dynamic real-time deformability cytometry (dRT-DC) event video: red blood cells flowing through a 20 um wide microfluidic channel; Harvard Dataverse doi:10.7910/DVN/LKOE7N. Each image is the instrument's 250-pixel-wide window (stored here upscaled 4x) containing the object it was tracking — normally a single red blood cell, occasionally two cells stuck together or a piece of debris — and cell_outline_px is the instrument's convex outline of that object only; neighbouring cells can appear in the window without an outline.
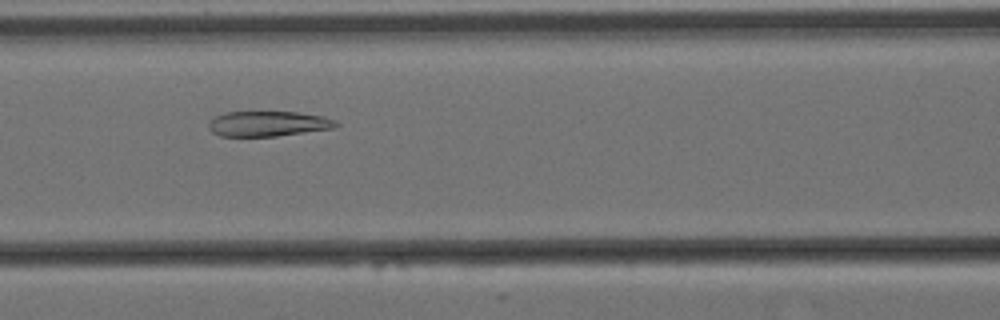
{"species": "Egyptian fruit bat (a non-hibernating species)", "species_latin": "Rousettus aegyptiacus", "temperature_condition": "cold", "stored_images_in_passage": 7, "camera_frame_rate_fps": 3000, "um_per_image_px": 0.085, "animal": {"sex": "female"}, "frame": {"image": 1, "passage_image": 6, "time_ms": 1.667, "image_size_px": [1000, 320], "cell_outline_px": [[340, 124], [336, 128], [276, 136], [220, 136], [212, 132], [208, 128], [208, 124], [216, 116], [224, 112], [296, 112], [324, 116], [336, 120]], "centroid_in_image_um": [22.83, 10.52], "position_along_channel_um": 143.8, "area_um2": 18.79}}
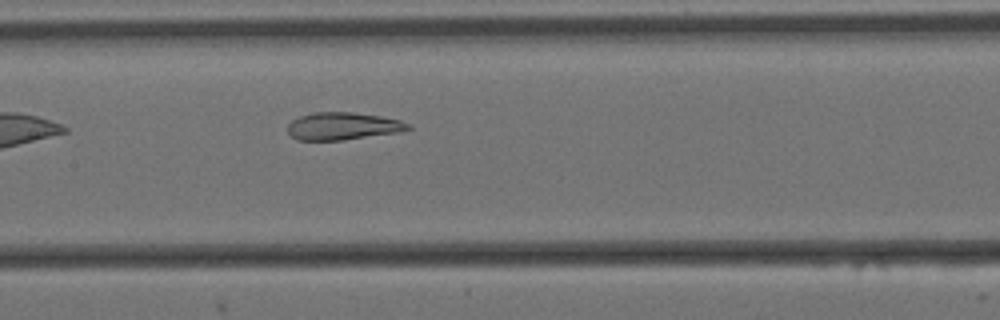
{"frame": {"image": 2, "passage_image": 7, "time_ms": 2.0, "image_size_px": [1000, 320], "cell_outline_px": [[412, 128], [400, 132], [344, 140], [296, 140], [288, 132], [288, 124], [292, 120], [300, 116], [316, 112], [352, 112], [380, 116], [400, 120], [412, 124]], "centroid_in_image_um": [29.17, 10.72], "position_along_channel_um": 178.2, "area_um2": 19.36}}